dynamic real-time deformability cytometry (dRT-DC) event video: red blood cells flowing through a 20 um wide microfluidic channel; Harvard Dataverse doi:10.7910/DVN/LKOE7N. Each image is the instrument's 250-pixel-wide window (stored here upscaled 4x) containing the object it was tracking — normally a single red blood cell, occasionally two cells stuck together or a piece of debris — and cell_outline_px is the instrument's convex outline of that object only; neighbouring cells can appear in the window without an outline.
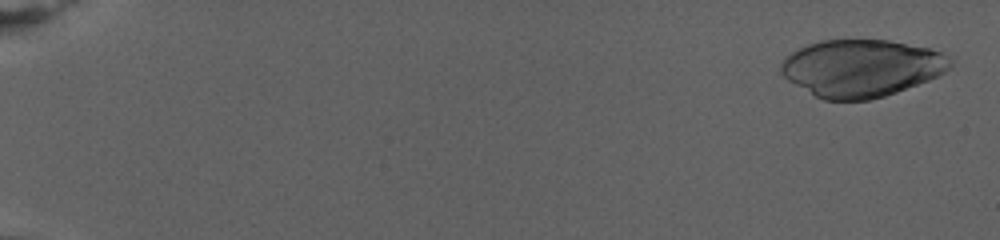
{"species": "human", "species_latin": "Homo sapiens", "temperature_condition": "warm", "stored_images_in_passage": 78, "camera_frame_rate_fps": 3000, "um_per_image_px": 0.085, "donor": {"sex": "female"}, "frame": {"image": 1, "passage_image": 3, "time_ms": 0.667, "image_size_px": [1000, 240], "cell_outline_px": [[952, 68], [928, 80], [896, 92], [884, 96], [868, 100], [824, 100], [816, 96], [788, 80], [780, 72], [780, 64], [784, 56], [808, 44], [820, 40], [888, 40], [928, 48], [940, 52], [948, 56], [952, 60]], "centroid_in_image_um": [73.21, 5.78], "position_along_channel_um": 11.8, "area_um2": 56.3}}
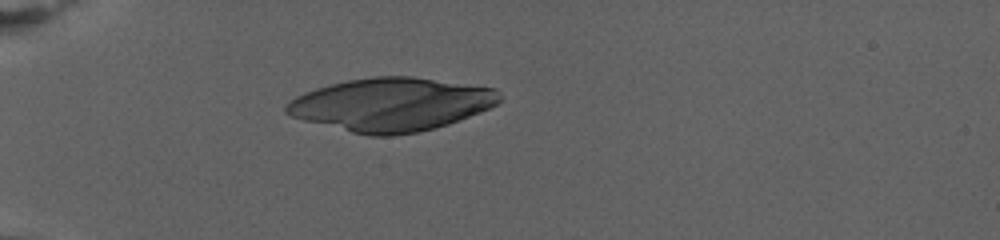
{"frame": {"image": 2, "passage_image": 25, "time_ms": 8.0, "image_size_px": [1000, 240], "cell_outline_px": [[500, 100], [496, 104], [480, 112], [448, 124], [416, 132], [392, 136], [368, 136], [304, 120], [292, 116], [284, 112], [284, 108], [296, 96], [304, 92], [328, 84], [348, 80], [372, 76], [412, 76], [496, 88], [500, 96]], "centroid_in_image_um": [33.24, 8.87], "position_along_channel_um": 51.8, "area_um2": 65.83}}